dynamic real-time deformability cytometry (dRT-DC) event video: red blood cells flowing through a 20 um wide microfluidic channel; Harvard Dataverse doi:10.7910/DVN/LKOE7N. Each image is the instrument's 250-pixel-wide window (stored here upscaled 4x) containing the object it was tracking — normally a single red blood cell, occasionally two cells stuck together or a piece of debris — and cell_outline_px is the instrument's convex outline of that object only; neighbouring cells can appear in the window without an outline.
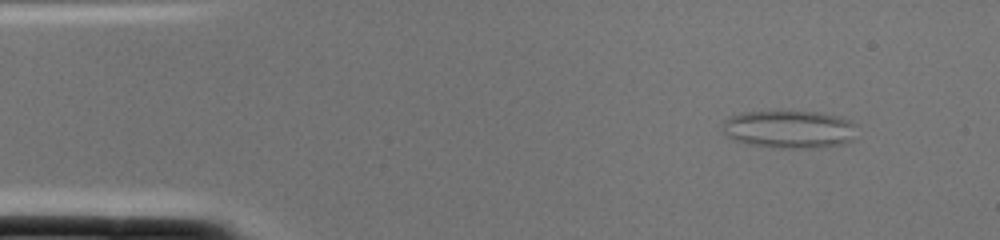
{"species": "common noctule bat (a hibernating species)", "species_latin": "Nyctalus noctula", "temperature_condition": "cold", "stored_images_in_passage": 1, "camera_frame_rate_fps": 3000, "um_per_image_px": 0.085, "animal": {"sex": "female", "body_mass_g": 22.0, "forearm_length_mm": 56.7}, "frame": {"image": 1, "passage_image": 1, "time_ms": 0.0, "image_size_px": [1000, 240], "cell_outline_px": [[856, 140], [844, 144], [812, 148], [776, 148], [748, 144], [732, 140], [724, 132], [724, 120], [728, 116], [744, 112], [820, 112], [840, 116], [856, 124]], "centroid_in_image_um": [67.14, 11.0], "position_along_channel_um": 17.9, "area_um2": 29.94}}